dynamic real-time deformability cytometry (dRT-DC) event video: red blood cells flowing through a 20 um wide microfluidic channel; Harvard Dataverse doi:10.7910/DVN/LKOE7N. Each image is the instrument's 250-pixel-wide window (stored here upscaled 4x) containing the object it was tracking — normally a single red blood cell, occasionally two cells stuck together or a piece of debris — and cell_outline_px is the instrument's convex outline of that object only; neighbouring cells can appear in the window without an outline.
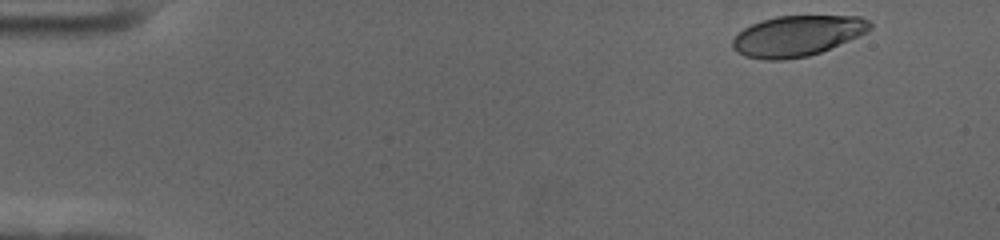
{"species": "human", "species_latin": "Homo sapiens", "temperature_condition": "cold", "stored_images_in_passage": 55, "camera_frame_rate_fps": 3000, "um_per_image_px": 0.085, "donor": {"sex": "female"}, "frame": {"image": 1, "passage_image": 2, "time_ms": 0.333, "image_size_px": [1000, 240], "cell_outline_px": [[872, 28], [868, 32], [820, 52], [808, 56], [784, 60], [764, 60], [744, 56], [736, 52], [732, 48], [732, 40], [744, 28], [752, 24], [776, 16], [860, 16], [868, 20], [872, 24]], "centroid_in_image_um": [67.76, 3.05], "position_along_channel_um": 17.2, "area_um2": 32.48}}
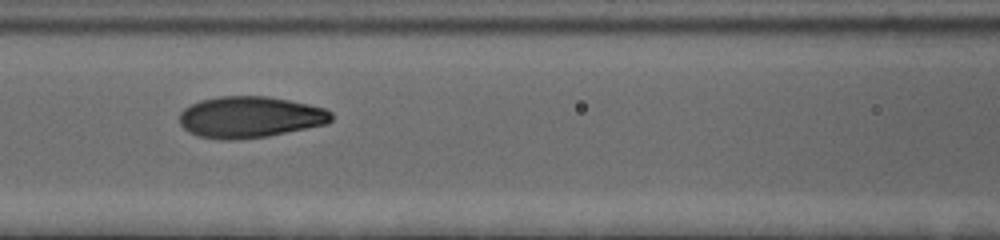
{"frame": {"image": 2, "passage_image": 23, "time_ms": 7.333, "image_size_px": [1000, 240], "cell_outline_px": [[332, 120], [328, 124], [268, 136], [232, 140], [220, 140], [196, 136], [188, 132], [180, 124], [180, 112], [184, 108], [200, 100], [220, 96], [264, 96], [288, 100], [308, 104], [324, 108], [332, 112]], "centroid_in_image_um": [21.24, 9.96], "position_along_channel_um": 145.4, "area_um2": 36.76}}
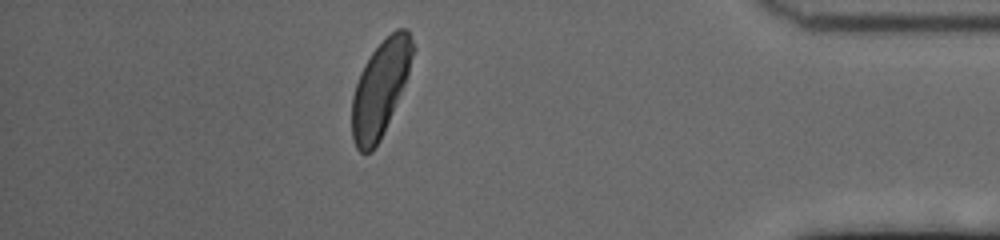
{"frame": {"image": 3, "passage_image": 48, "time_ms": 15.667, "image_size_px": [1000, 240], "cell_outline_px": [[416, 48], [404, 84], [384, 132], [380, 140], [372, 152], [360, 152], [356, 148], [352, 140], [352, 96], [360, 72], [364, 64], [372, 52], [396, 28], [408, 28]], "centroid_in_image_um": [32.33, 7.51], "position_along_channel_um": 402.9, "area_um2": 33.64}, "authors_computed_cell_mechanics": {"area_um2": 35.4314, "velocity_mm_per_s": 3.5292, "shape_relaxation_time_tau1_ms": 2.5787, "shape_relaxation_time_tau2_ms": null, "deformation_change_tau1": 0.1449, "deformation_change_tau2": null}}